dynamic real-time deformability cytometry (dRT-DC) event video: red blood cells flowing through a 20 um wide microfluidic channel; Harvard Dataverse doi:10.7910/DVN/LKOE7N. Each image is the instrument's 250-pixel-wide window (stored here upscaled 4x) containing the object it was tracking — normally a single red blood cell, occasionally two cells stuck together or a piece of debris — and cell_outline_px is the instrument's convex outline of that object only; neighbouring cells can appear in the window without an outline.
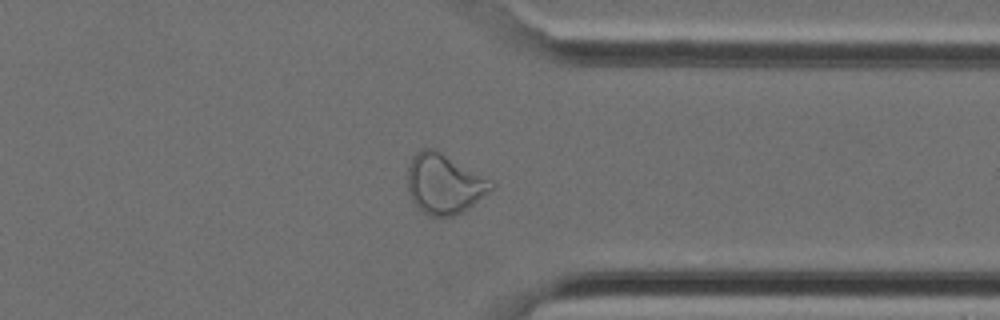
{"species": "Egyptian fruit bat (a non-hibernating species)", "species_latin": "Rousettus aegyptiacus", "temperature_condition": "cold", "stored_images_in_passage": 30, "camera_frame_rate_fps": 3000, "um_per_image_px": 0.085, "animal": {"sex": "female"}, "frame": {"image": 1, "passage_image": 22, "time_ms": 7.0, "image_size_px": [1000, 320], "cell_outline_px": [[496, 184], [488, 192], [464, 212], [456, 216], [428, 216], [420, 212], [412, 200], [408, 192], [408, 164], [412, 156], [416, 152], [424, 148], [432, 148], [440, 152], [492, 180]], "centroid_in_image_um": [37.73, 15.65], "position_along_channel_um": 373.7, "area_um2": 29.3}}